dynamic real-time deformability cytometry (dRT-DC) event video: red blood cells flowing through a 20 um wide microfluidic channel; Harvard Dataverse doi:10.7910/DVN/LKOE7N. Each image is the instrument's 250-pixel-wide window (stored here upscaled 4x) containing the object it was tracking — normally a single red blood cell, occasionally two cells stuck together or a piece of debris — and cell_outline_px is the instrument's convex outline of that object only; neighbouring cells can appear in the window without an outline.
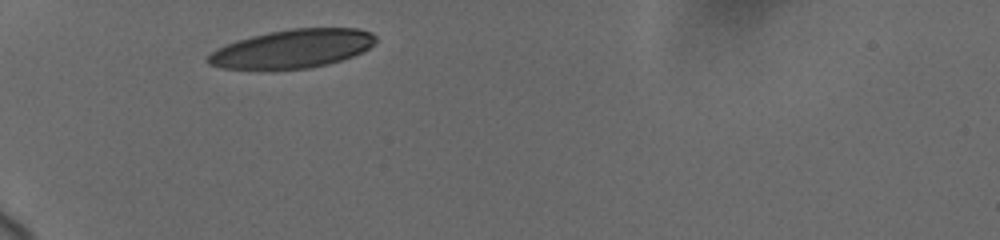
{"species": "human", "species_latin": "Homo sapiens", "temperature_condition": "cold", "stored_images_in_passage": 4, "camera_frame_rate_fps": 3000, "um_per_image_px": 0.085, "donor": {"sex": "female"}, "frame": {"image": 1, "passage_image": 1, "time_ms": 0.0, "image_size_px": [1000, 240], "cell_outline_px": [[376, 40], [368, 48], [352, 56], [328, 64], [308, 68], [220, 68], [208, 64], [204, 60], [216, 48], [236, 40], [268, 32], [292, 28], [360, 28], [372, 32], [376, 36]], "centroid_in_image_um": [24.84, 4.12], "position_along_channel_um": 60.2, "area_um2": 37.34}}
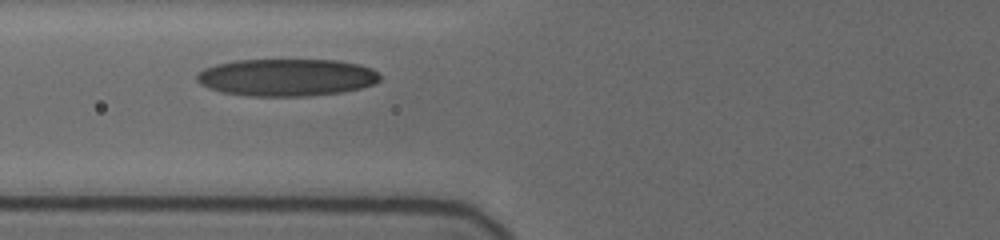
{"frame": {"image": 2, "passage_image": 3, "time_ms": 1.667, "image_size_px": [1000, 240], "cell_outline_px": [[380, 80], [372, 84], [360, 88], [340, 92], [308, 96], [248, 96], [220, 92], [208, 88], [200, 84], [196, 80], [196, 76], [204, 68], [216, 64], [236, 60], [336, 60], [356, 64], [372, 68], [380, 76]], "centroid_in_image_um": [24.32, 6.58], "position_along_channel_um": 101.5, "area_um2": 39.77}}
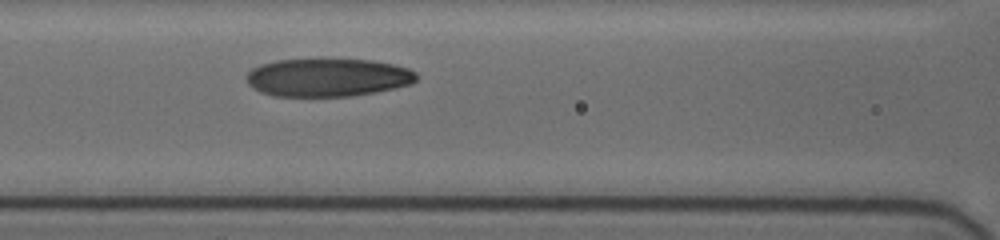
{"frame": {"image": 3, "passage_image": 4, "time_ms": 2.667, "image_size_px": [1000, 240], "cell_outline_px": [[416, 80], [412, 84], [376, 92], [348, 96], [272, 96], [260, 92], [252, 88], [248, 84], [248, 72], [252, 68], [260, 64], [276, 60], [372, 60], [392, 64], [408, 68], [416, 72]], "centroid_in_image_um": [27.85, 6.59], "position_along_channel_um": 138.8, "area_um2": 37.57}}